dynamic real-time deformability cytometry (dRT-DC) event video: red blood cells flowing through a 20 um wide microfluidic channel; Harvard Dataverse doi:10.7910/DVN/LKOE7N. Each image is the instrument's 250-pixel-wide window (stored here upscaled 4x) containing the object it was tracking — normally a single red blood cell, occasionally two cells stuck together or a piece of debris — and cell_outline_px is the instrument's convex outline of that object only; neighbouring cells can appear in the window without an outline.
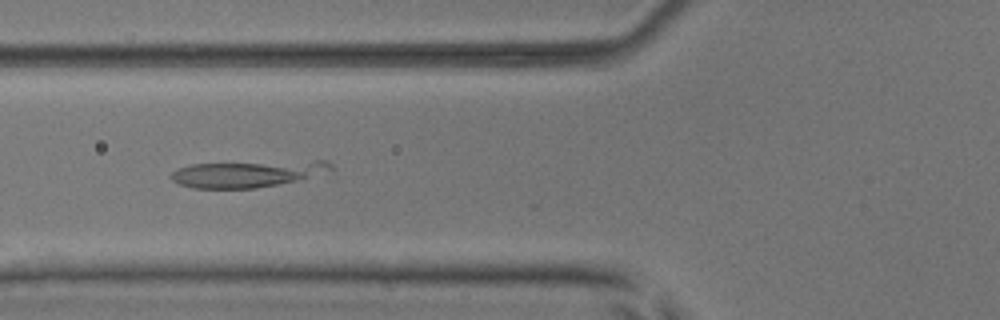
{"species": "common noctule bat (a hibernating species)", "species_latin": "Nyctalus noctula", "temperature_condition": "room temperature", "stored_images_in_passage": 12, "camera_frame_rate_fps": 3000, "um_per_image_px": 0.085, "animal": {"sex": "male", "body_mass_g": 17.9, "forearm_length_mm": 54.2}, "frame": {"image": 1, "passage_image": 4, "time_ms": 1.0, "image_size_px": [1000, 320], "cell_outline_px": [[336, 180], [256, 188], [192, 188], [180, 184], [172, 180], [168, 176], [176, 168], [192, 164], [312, 160], [328, 160], [336, 168]], "centroid_in_image_um": [21.57, 14.8], "position_along_channel_um": 104.2, "area_um2": 27.51}}
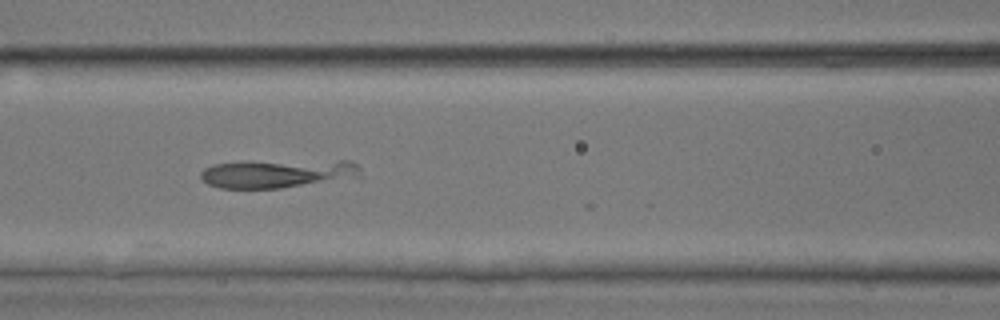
{"frame": {"image": 2, "passage_image": 7, "time_ms": 2.0, "image_size_px": [1000, 320], "cell_outline_px": [[360, 180], [280, 188], [220, 188], [208, 184], [200, 176], [200, 172], [204, 168], [212, 164], [248, 160], [352, 160], [360, 168]], "centroid_in_image_um": [23.75, 14.74], "position_along_channel_um": 142.9, "area_um2": 28.03}}
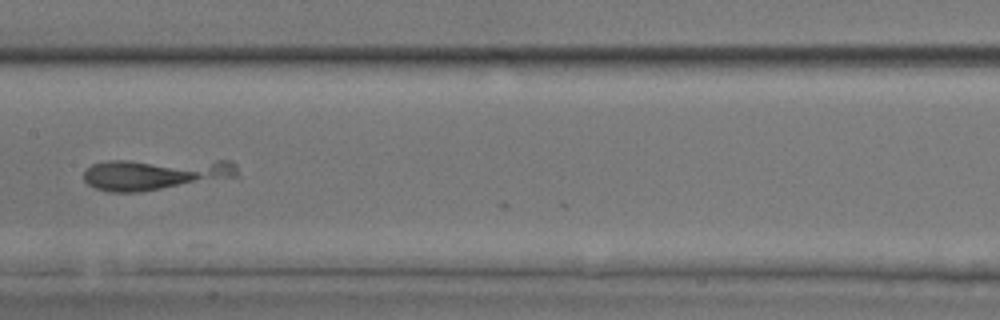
{"frame": {"image": 3, "passage_image": 11, "time_ms": 3.333, "image_size_px": [1000, 320], "cell_outline_px": [[236, 176], [140, 192], [108, 192], [96, 188], [88, 184], [84, 180], [84, 172], [92, 164], [108, 160], [232, 160], [236, 164]], "centroid_in_image_um": [13.16, 14.78], "position_along_channel_um": 194.2, "area_um2": 28.03}}